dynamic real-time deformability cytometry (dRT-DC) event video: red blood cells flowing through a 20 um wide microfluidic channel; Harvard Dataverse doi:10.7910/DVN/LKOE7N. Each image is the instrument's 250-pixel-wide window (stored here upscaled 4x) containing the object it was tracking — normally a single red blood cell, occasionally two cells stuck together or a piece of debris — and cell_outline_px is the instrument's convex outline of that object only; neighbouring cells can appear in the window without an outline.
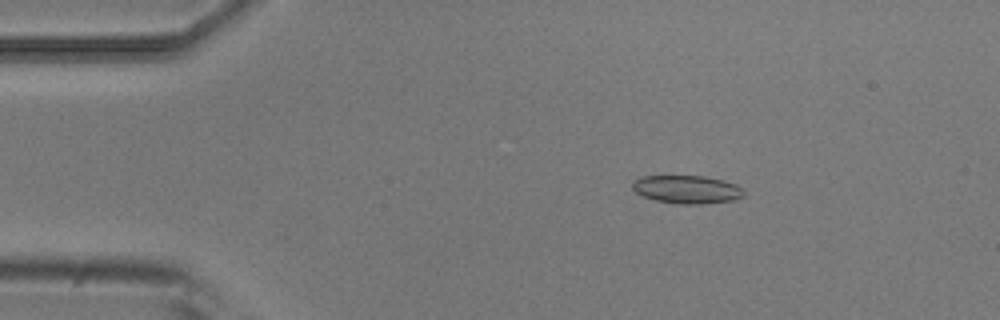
{"species": "common noctule bat (a hibernating species)", "species_latin": "Nyctalus noctula", "temperature_condition": "room temperature", "stored_images_in_passage": 6, "camera_frame_rate_fps": 3000, "um_per_image_px": 0.085, "animal": {"sex": "male", "body_mass_g": 20.5, "forearm_length_mm": 52.5}, "frame": {"image": 1, "passage_image": 3, "time_ms": 0.667, "image_size_px": [1000, 320], "cell_outline_px": [[744, 196], [736, 200], [700, 204], [676, 204], [656, 200], [644, 196], [636, 192], [632, 188], [632, 180], [640, 176], [704, 176], [724, 180], [736, 184], [744, 192]], "centroid_in_image_um": [58.38, 16.1], "position_along_channel_um": 26.6, "area_um2": 18.38}}